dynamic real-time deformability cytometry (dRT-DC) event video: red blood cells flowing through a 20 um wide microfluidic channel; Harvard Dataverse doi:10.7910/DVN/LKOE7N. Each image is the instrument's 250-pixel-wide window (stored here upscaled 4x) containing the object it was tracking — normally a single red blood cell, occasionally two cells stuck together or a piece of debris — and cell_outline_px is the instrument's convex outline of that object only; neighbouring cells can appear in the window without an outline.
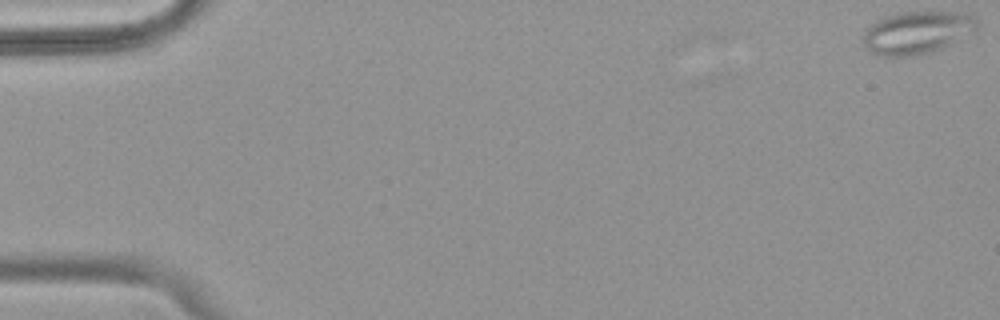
{"species": "common noctule bat (a hibernating species)", "species_latin": "Nyctalus noctula", "temperature_condition": "warm", "stored_images_in_passage": 54, "segment_of_instrument_passage": [1, 2], "camera_frame_rate_fps": 3000, "um_per_image_px": 0.085, "animal": {"sex": "female", "body_mass_g": 18.4}, "frame": {"image": 1, "passage_image": 1, "time_ms": 0.0, "image_size_px": [1000, 320], "cell_outline_px": [[976, 32], [932, 52], [912, 56], [880, 56], [872, 52], [864, 44], [860, 36], [864, 28], [876, 20], [900, 12], [968, 12], [976, 16]], "centroid_in_image_um": [77.94, 2.76], "position_along_channel_um": 7.1, "area_um2": 28.67}}